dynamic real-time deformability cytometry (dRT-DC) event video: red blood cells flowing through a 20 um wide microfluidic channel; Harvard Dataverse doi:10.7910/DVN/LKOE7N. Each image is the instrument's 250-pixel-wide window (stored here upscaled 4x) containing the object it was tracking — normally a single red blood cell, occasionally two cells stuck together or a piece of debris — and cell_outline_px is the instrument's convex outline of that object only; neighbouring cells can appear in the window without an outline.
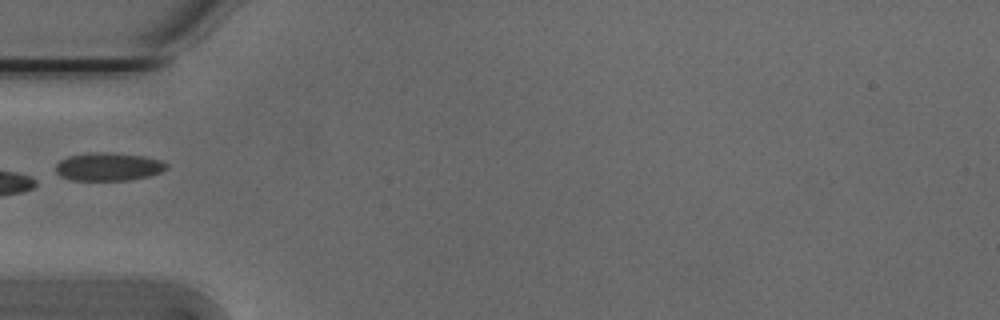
{"species": "Egyptian fruit bat (a non-hibernating species)", "species_latin": "Rousettus aegyptiacus", "temperature_condition": "cold", "stored_images_in_passage": 36, "camera_frame_rate_fps": 3000, "um_per_image_px": 0.085, "animal": {"sex": "male"}, "frame": {"image": 1, "passage_image": 1, "time_ms": 0.0, "image_size_px": [1000, 320], "cell_outline_px": [[168, 168], [160, 172], [148, 176], [128, 180], [68, 180], [60, 176], [56, 172], [56, 164], [60, 160], [68, 156], [88, 152], [104, 152], [144, 156], [160, 160], [168, 164]], "centroid_in_image_um": [9.18, 14.17], "position_along_channel_um": 75.8, "area_um2": 18.21}}